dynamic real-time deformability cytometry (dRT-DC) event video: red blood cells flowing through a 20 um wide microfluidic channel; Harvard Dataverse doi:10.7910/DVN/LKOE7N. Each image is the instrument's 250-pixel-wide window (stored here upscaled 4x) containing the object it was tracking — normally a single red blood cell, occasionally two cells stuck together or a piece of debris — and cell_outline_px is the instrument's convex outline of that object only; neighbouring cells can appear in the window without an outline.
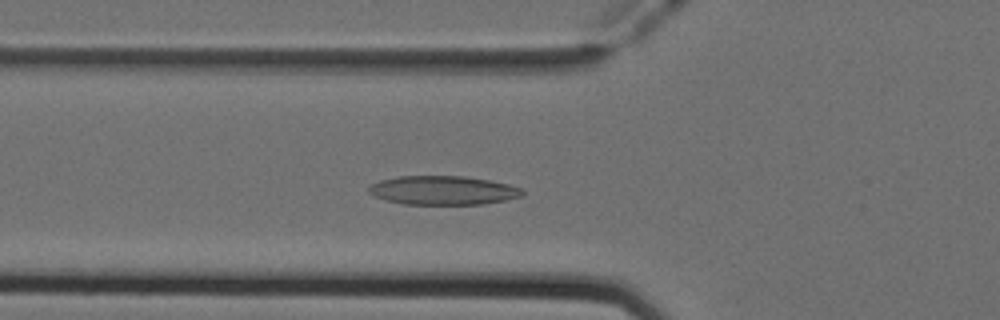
{"species": "Egyptian fruit bat (a non-hibernating species)", "species_latin": "Rousettus aegyptiacus", "temperature_condition": "cold", "stored_images_in_passage": 50, "camera_frame_rate_fps": 3000, "um_per_image_px": 0.085, "animal": {"sex": "female"}, "frame": {"image": 1, "passage_image": 17, "time_ms": 5.333, "image_size_px": [1000, 320], "cell_outline_px": [[524, 192], [520, 196], [504, 200], [480, 204], [404, 204], [388, 200], [376, 196], [368, 192], [368, 188], [372, 184], [380, 180], [396, 176], [464, 176], [488, 180], [508, 184], [524, 188]], "centroid_in_image_um": [37.66, 16.17], "position_along_channel_um": 88.1, "area_um2": 25.66}}
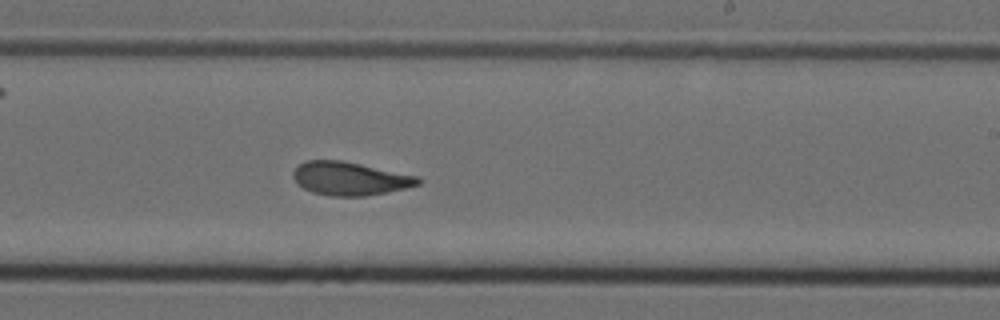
{"frame": {"image": 2, "passage_image": 30, "time_ms": 9.667, "image_size_px": [1000, 320], "cell_outline_px": [[420, 184], [388, 192], [364, 196], [328, 196], [312, 192], [296, 184], [292, 176], [292, 172], [300, 164], [308, 160], [340, 160], [420, 176]], "centroid_in_image_um": [29.72, 15.18], "position_along_channel_um": 259.3, "area_um2": 24.28}}
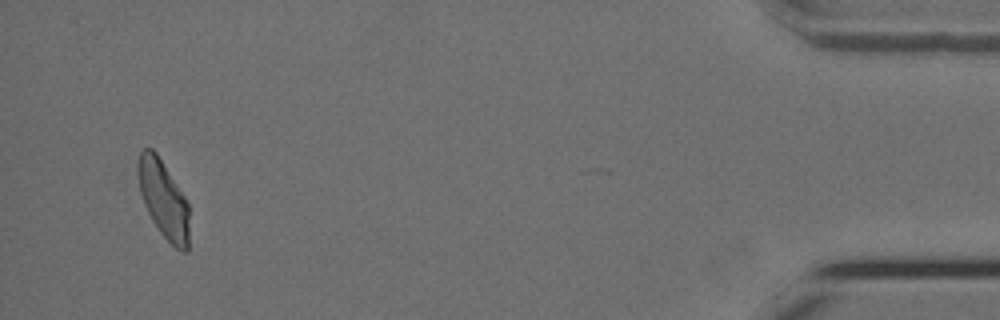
{"frame": {"image": 3, "passage_image": 48, "time_ms": 15.667, "image_size_px": [1000, 320], "cell_outline_px": [[188, 252], [180, 252], [160, 232], [152, 220], [144, 204], [140, 192], [136, 172], [136, 164], [140, 152], [144, 148], [152, 148], [156, 152], [184, 196], [188, 204]], "centroid_in_image_um": [13.86, 16.92], "position_along_channel_um": 421.3, "area_um2": 23.06}, "authors_computed_cell_mechanics": {"area_um2": 24.7962, "velocity_mm_per_s": 3.9356, "shape_relaxation_time_tau1_ms": null, "shape_relaxation_time_tau2_ms": 2.0345, "deformation_change_tau1": null, "deformation_change_tau2": 0.1006}}